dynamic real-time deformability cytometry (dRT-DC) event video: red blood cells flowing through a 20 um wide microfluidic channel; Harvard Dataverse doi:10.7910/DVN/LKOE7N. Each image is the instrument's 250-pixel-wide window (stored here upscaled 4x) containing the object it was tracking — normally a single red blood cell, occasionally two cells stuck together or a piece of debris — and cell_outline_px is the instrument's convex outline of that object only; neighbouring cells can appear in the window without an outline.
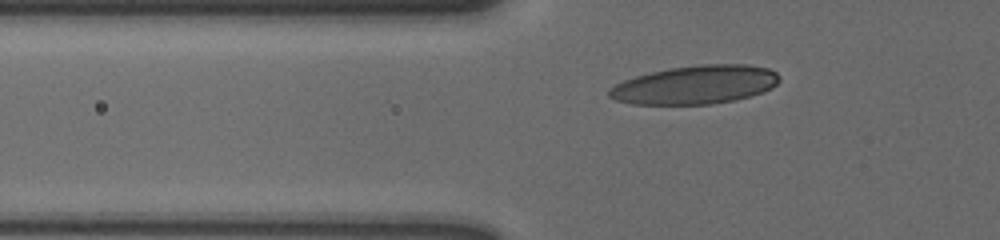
{"species": "human", "species_latin": "Homo sapiens", "temperature_condition": "cold", "stored_images_in_passage": 34, "camera_frame_rate_fps": 3000, "um_per_image_px": 0.085, "donor": {"sex": "male"}, "frame": {"image": 1, "passage_image": 2, "time_ms": 0.333, "image_size_px": [1000, 240], "cell_outline_px": [[780, 80], [772, 88], [764, 92], [732, 100], [712, 104], [632, 104], [616, 100], [608, 96], [608, 92], [616, 84], [624, 80], [636, 76], [668, 68], [704, 64], [748, 64], [768, 68], [776, 72], [780, 76]], "centroid_in_image_um": [59.13, 7.2], "position_along_channel_um": 66.7, "area_um2": 38.09}}
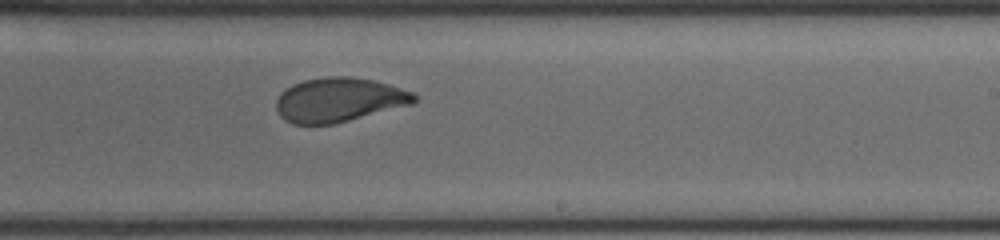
{"frame": {"image": 2, "passage_image": 19, "time_ms": 6.0, "image_size_px": [1000, 240], "cell_outline_px": [[416, 100], [412, 104], [336, 124], [292, 124], [284, 120], [280, 116], [276, 108], [276, 100], [280, 92], [292, 84], [304, 80], [324, 76], [352, 76], [376, 80], [416, 92]], "centroid_in_image_um": [28.82, 8.47], "position_along_channel_um": 260.2, "area_um2": 36.13}}
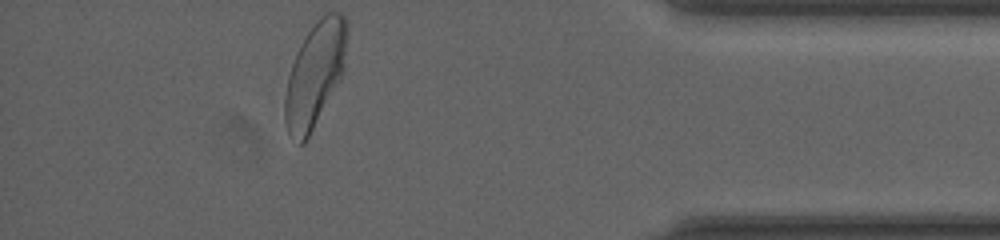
{"frame": {"image": 3, "passage_image": 34, "time_ms": 11.0, "image_size_px": [1000, 240], "cell_outline_px": [[348, 24], [344, 68], [340, 76], [304, 144], [300, 144], [288, 132], [284, 120], [284, 96], [288, 76], [296, 52], [300, 44], [316, 20], [324, 12], [340, 12], [348, 20]], "centroid_in_image_um": [26.75, 6.25], "position_along_channel_um": 408.4, "area_um2": 37.28}, "authors_computed_cell_mechanics": {"area_um2": 36.414, "velocity_mm_per_s": 3.5631, "shape_relaxation_time_tau1_ms": 4.8159, "shape_relaxation_time_tau2_ms": null, "deformation_change_tau1": 0.1579, "deformation_change_tau2": null}}